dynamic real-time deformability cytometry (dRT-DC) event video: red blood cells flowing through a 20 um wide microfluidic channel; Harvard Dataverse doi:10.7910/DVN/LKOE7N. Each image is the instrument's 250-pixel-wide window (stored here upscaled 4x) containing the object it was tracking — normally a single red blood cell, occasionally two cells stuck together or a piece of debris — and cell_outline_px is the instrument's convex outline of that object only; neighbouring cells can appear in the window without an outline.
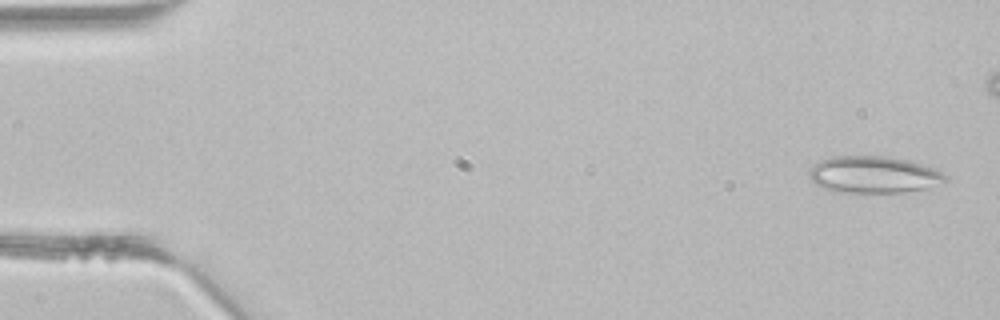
{"species": "common noctule bat (a hibernating species)", "species_latin": "Nyctalus noctula", "temperature_condition": "room temperature", "stored_images_in_passage": 4, "camera_frame_rate_fps": 3000, "um_per_image_px": 0.085, "animal": {"sex": "male", "body_mass_g": 21.5, "forearm_length_mm": 52.0}, "frame": {"image": 1, "passage_image": 1, "time_ms": 0.0, "image_size_px": [1000, 320], "cell_outline_px": [[948, 180], [924, 188], [904, 192], [832, 192], [816, 184], [808, 176], [808, 172], [820, 160], [832, 156], [880, 156], [908, 160], [936, 168]], "centroid_in_image_um": [74.22, 14.84], "position_along_channel_um": 10.8, "area_um2": 28.96}}